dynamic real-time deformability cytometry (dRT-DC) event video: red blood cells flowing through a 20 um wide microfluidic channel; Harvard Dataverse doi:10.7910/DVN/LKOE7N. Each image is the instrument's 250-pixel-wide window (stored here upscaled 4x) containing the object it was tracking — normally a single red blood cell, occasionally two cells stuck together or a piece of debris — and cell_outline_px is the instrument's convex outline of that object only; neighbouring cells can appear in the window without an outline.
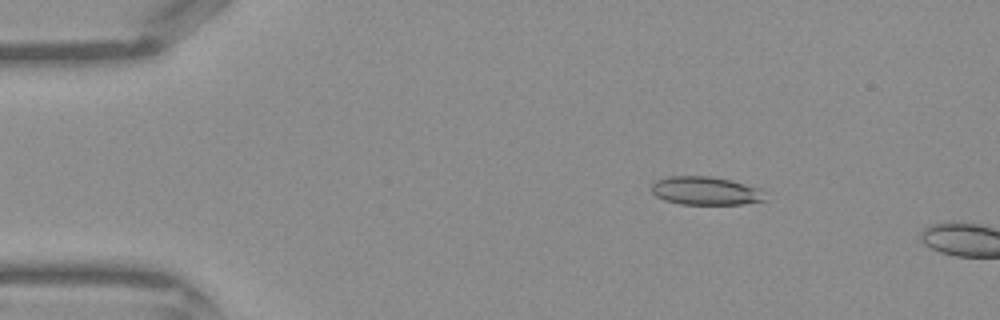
{"species": "Egyptian fruit bat (a non-hibernating species)", "species_latin": "Rousettus aegyptiacus", "temperature_condition": "warm", "stored_images_in_passage": 10, "camera_frame_rate_fps": 3000, "um_per_image_px": 0.085, "frame": {"image": 1, "passage_image": 7, "time_ms": 2.0, "image_size_px": [1000, 320], "cell_outline_px": [[764, 200], [740, 204], [680, 204], [664, 200], [656, 196], [652, 192], [652, 184], [656, 180], [668, 176], [708, 176], [728, 180], [760, 188]], "centroid_in_image_um": [59.9, 16.22], "position_along_channel_um": 25.1, "area_um2": 18.44}}